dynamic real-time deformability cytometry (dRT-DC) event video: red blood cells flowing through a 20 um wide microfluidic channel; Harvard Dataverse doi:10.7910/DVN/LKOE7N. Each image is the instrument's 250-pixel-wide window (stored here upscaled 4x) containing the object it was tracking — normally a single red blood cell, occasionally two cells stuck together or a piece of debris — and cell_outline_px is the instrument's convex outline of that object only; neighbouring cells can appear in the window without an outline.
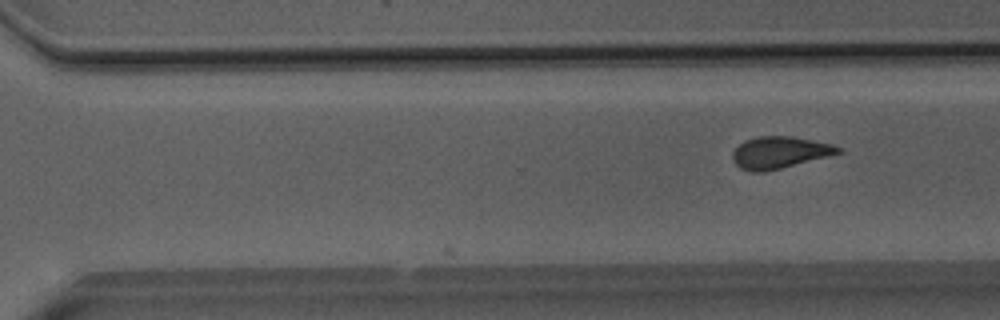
{"species": "Egyptian fruit bat (a non-hibernating species)", "species_latin": "Rousettus aegyptiacus", "temperature_condition": "room temperature", "stored_images_in_passage": 29, "camera_frame_rate_fps": 3000, "um_per_image_px": 0.085, "animal": {"sex": "male"}, "frame": {"image": 1, "passage_image": 29, "time_ms": 9.333, "image_size_px": [1000, 320], "cell_outline_px": [[840, 152], [828, 156], [764, 172], [752, 172], [740, 168], [732, 160], [732, 152], [744, 140], [760, 136], [792, 136], [832, 144], [840, 148]], "centroid_in_image_um": [66.21, 12.96], "position_along_channel_um": 304.4, "area_um2": 19.36}}